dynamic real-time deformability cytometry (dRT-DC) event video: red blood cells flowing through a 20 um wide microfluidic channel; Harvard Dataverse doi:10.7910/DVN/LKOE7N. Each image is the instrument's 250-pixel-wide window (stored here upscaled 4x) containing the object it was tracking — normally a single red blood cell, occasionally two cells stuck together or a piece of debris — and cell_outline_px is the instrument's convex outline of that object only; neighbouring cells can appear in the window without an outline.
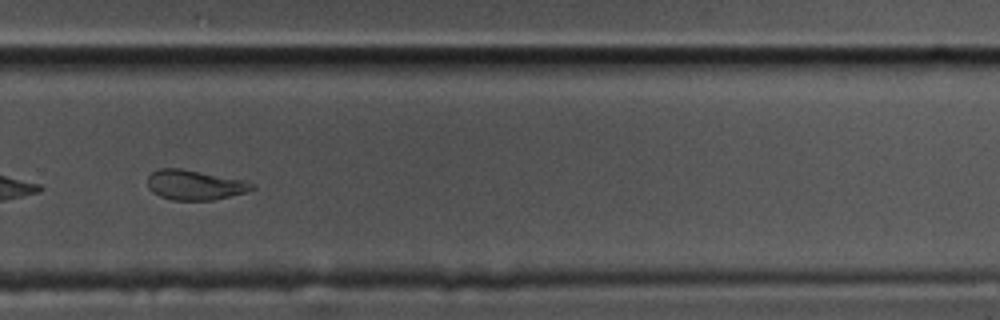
{"species": "common noctule bat (a hibernating species)", "species_latin": "Nyctalus noctula", "temperature_condition": "cold", "stored_images_in_passage": 40, "camera_frame_rate_fps": 3000, "um_per_image_px": 0.085, "animal": {"sex": "male", "body_mass_g": 17.5, "forearm_length_mm": 52.3}, "frame": {"image": 1, "passage_image": 23, "time_ms": 7.333, "image_size_px": [1000, 320], "cell_outline_px": [[256, 188], [248, 192], [212, 200], [172, 200], [160, 196], [152, 192], [148, 188], [148, 176], [152, 172], [160, 168], [180, 168], [244, 180], [256, 184]], "centroid_in_image_um": [16.57, 15.72], "position_along_channel_um": 313.2, "area_um2": 18.26}, "authors_computed_cell_mechanics": {"area_um2": 18.9006, "velocity_mm_per_s": 3.4623, "shape_relaxation_time_tau1_ms": 6.5241, "shape_relaxation_time_tau2_ms": 4.6993, "deformation_change_tau1": 0.172, "deformation_change_tau2": 0.1103}}